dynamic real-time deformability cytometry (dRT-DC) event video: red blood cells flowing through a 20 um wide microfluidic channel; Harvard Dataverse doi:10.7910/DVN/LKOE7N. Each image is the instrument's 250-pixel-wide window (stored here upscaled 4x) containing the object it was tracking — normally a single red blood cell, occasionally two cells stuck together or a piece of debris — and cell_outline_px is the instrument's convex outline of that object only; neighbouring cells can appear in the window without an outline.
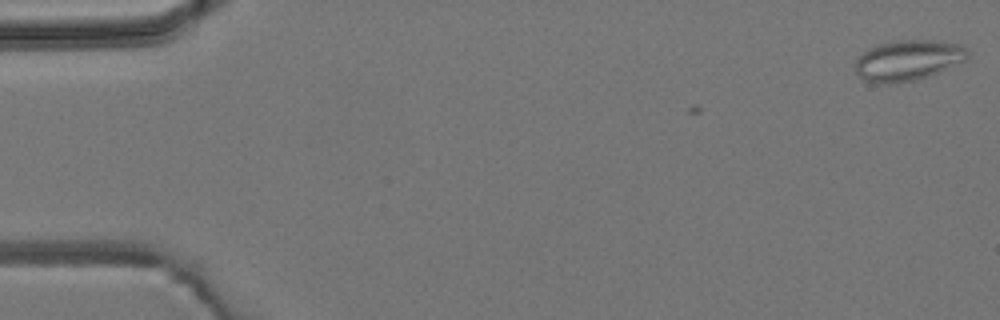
{"species": "common noctule bat (a hibernating species)", "species_latin": "Nyctalus noctula", "temperature_condition": "room temperature", "stored_images_in_passage": 4, "camera_frame_rate_fps": 3000, "um_per_image_px": 0.085, "animal": {"sex": "male", "body_mass_g": 19.2, "forearm_length_mm": 51.8}, "frame": {"image": 1, "passage_image": 1, "time_ms": 0.0, "image_size_px": [1000, 320], "cell_outline_px": [[968, 56], [964, 60], [928, 76], [916, 80], [888, 84], [876, 84], [864, 80], [856, 72], [856, 60], [868, 48], [892, 40], [940, 40], [964, 44], [968, 52]], "centroid_in_image_um": [77.18, 5.11], "position_along_channel_um": 7.8, "area_um2": 26.65}}